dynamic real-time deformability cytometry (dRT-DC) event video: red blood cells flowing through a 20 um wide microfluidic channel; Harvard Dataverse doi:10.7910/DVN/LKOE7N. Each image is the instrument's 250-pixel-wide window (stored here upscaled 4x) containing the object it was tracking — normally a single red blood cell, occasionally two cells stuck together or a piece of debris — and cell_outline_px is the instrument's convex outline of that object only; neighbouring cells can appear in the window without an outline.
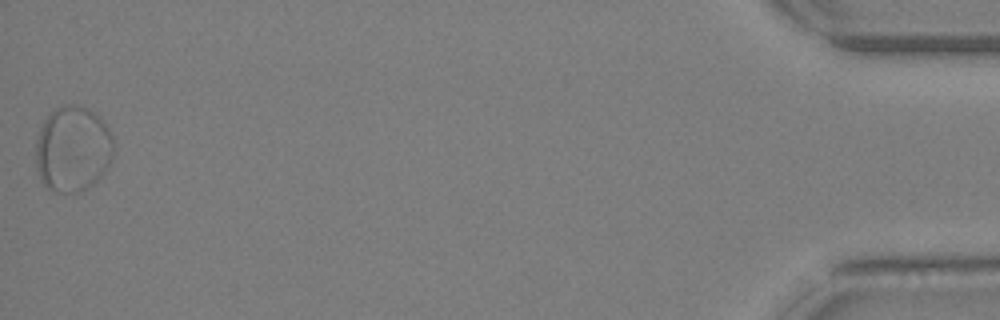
{"species": "Egyptian fruit bat (a non-hibernating species)", "species_latin": "Rousettus aegyptiacus", "temperature_condition": "warm", "stored_images_in_passage": 28, "segment_of_instrument_passage": [2, 2], "camera_frame_rate_fps": 3000, "um_per_image_px": 0.085, "animal": {"sex": "female"}, "frame": {"image": 1, "passage_image": 28, "time_ms": 9.0, "image_size_px": [1000, 320], "cell_outline_px": [[116, 148], [112, 160], [100, 176], [92, 184], [80, 192], [56, 192], [48, 188], [44, 184], [40, 176], [36, 164], [36, 140], [40, 128], [44, 120], [56, 108], [68, 104], [76, 104], [100, 116], [108, 124], [116, 144]], "centroid_in_image_um": [6.23, 12.64], "position_along_channel_um": 429.0, "area_um2": 39.19}}